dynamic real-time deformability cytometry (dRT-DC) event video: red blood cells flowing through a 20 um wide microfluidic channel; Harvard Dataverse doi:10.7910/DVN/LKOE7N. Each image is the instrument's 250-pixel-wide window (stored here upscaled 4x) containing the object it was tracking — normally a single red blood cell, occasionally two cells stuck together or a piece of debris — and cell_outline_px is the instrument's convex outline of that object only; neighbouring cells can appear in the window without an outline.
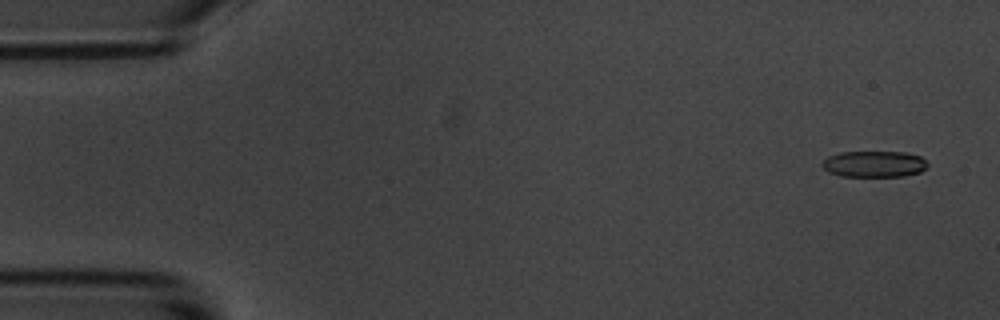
{"species": "common noctule bat (a hibernating species)", "species_latin": "Nyctalus noctula", "temperature_condition": "room temperature", "stored_images_in_passage": 4, "camera_frame_rate_fps": 3000, "um_per_image_px": 0.085, "animal": {"sex": "male", "body_mass_g": 20.1, "forearm_length_mm": 53.5}, "frame": {"image": 1, "passage_image": 1, "time_ms": 0.0, "image_size_px": [1000, 320], "cell_outline_px": [[928, 164], [920, 172], [904, 176], [840, 176], [828, 172], [820, 164], [828, 156], [840, 152], [904, 152], [920, 156]], "centroid_in_image_um": [74.27, 13.94], "position_along_channel_um": 10.7, "area_um2": 16.07}}